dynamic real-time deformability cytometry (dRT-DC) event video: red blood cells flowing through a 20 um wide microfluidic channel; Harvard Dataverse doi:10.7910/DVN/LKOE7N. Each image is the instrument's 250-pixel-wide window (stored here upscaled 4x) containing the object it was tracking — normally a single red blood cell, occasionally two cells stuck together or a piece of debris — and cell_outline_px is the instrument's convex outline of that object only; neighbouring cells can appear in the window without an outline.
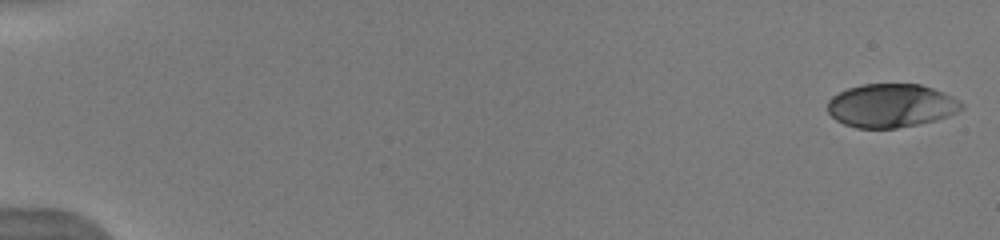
{"species": "human", "species_latin": "Homo sapiens", "temperature_condition": "warm", "stored_images_in_passage": 28, "camera_frame_rate_fps": 3000, "um_per_image_px": 0.085, "donor": {"sex": "male"}, "frame": {"image": 1, "passage_image": 1, "time_ms": 0.0, "image_size_px": [1000, 240], "cell_outline_px": [[964, 108], [956, 112], [932, 120], [916, 124], [896, 128], [856, 128], [844, 124], [836, 120], [828, 112], [828, 100], [832, 96], [848, 88], [864, 84], [920, 84], [944, 92], [960, 100], [964, 104]], "centroid_in_image_um": [75.73, 8.97], "position_along_channel_um": 9.3, "area_um2": 33.76}}
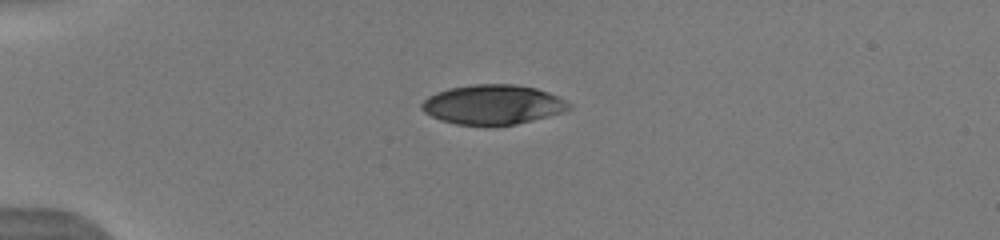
{"frame": {"image": 2, "passage_image": 12, "time_ms": 4.333, "image_size_px": [1000, 240], "cell_outline_px": [[572, 108], [548, 116], [516, 124], [496, 128], [456, 124], [440, 120], [424, 112], [420, 108], [420, 104], [428, 96], [436, 92], [448, 88], [472, 84], [516, 84], [536, 88], [548, 92], [572, 104]], "centroid_in_image_um": [41.85, 8.91], "position_along_channel_um": 43.1, "area_um2": 34.62}}